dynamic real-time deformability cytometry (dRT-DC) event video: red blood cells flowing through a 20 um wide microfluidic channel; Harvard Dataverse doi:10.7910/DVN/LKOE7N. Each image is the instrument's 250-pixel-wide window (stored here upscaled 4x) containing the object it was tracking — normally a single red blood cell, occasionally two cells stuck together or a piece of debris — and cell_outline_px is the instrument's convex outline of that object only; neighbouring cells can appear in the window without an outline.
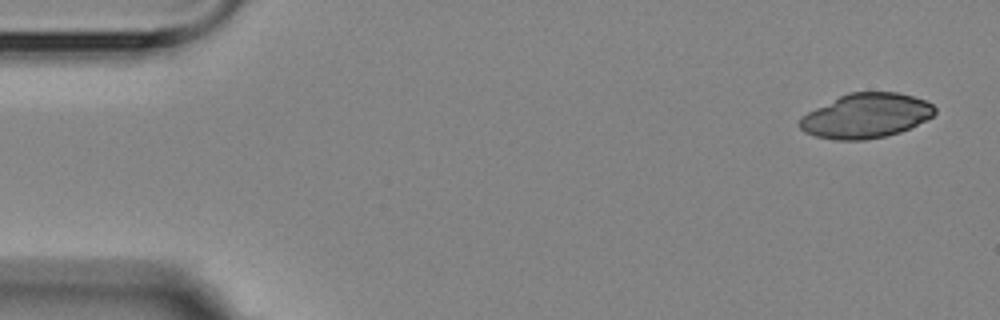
{"species": "Egyptian fruit bat (a non-hibernating species)", "species_latin": "Rousettus aegyptiacus", "temperature_condition": "room temperature", "stored_images_in_passage": 4, "camera_frame_rate_fps": 3000, "um_per_image_px": 0.085, "animal": {"sex": "female"}, "frame": {"image": 1, "passage_image": 1, "time_ms": 0.0, "image_size_px": [1000, 320], "cell_outline_px": [[936, 112], [932, 116], [900, 132], [884, 136], [864, 140], [836, 140], [816, 136], [804, 132], [796, 124], [800, 116], [848, 92], [896, 92], [912, 96], [924, 100], [932, 104], [936, 108]], "centroid_in_image_um": [73.57, 9.84], "position_along_channel_um": 11.4, "area_um2": 34.91}}